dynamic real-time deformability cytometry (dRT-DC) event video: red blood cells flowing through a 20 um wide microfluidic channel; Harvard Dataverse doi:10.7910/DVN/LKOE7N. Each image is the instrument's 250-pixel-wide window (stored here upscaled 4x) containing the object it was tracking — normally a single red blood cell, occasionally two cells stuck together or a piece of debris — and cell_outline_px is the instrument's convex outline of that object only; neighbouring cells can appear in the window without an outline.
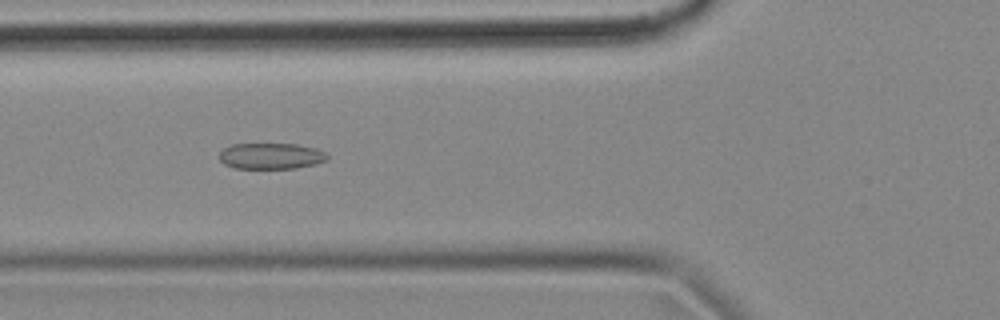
{"species": "common noctule bat (a hibernating species)", "species_latin": "Nyctalus noctula", "temperature_condition": "cold", "stored_images_in_passage": 50, "camera_frame_rate_fps": 3000, "um_per_image_px": 0.085, "animal": {"sex": "female", "body_mass_g": 18.4}, "frame": {"image": 1, "passage_image": 14, "time_ms": 4.333, "image_size_px": [1000, 320], "cell_outline_px": [[328, 160], [316, 164], [296, 168], [236, 168], [224, 164], [220, 160], [220, 152], [224, 148], [232, 144], [296, 144], [316, 148], [324, 152], [328, 156]], "centroid_in_image_um": [23.05, 13.26], "position_along_channel_um": 102.7, "area_um2": 16.36}}
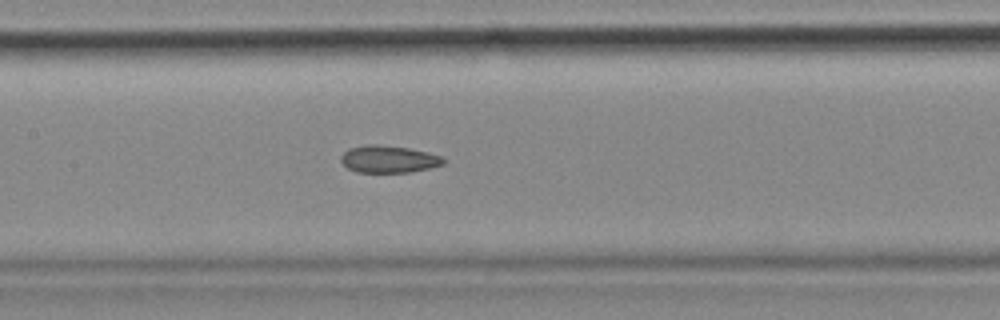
{"frame": {"image": 2, "passage_image": 20, "time_ms": 6.333, "image_size_px": [1000, 320], "cell_outline_px": [[444, 164], [412, 172], [356, 172], [348, 168], [340, 160], [340, 156], [348, 148], [368, 144], [376, 144], [408, 148], [440, 156], [444, 160]], "centroid_in_image_um": [32.98, 13.53], "position_along_channel_um": 174.4, "area_um2": 16.07}}
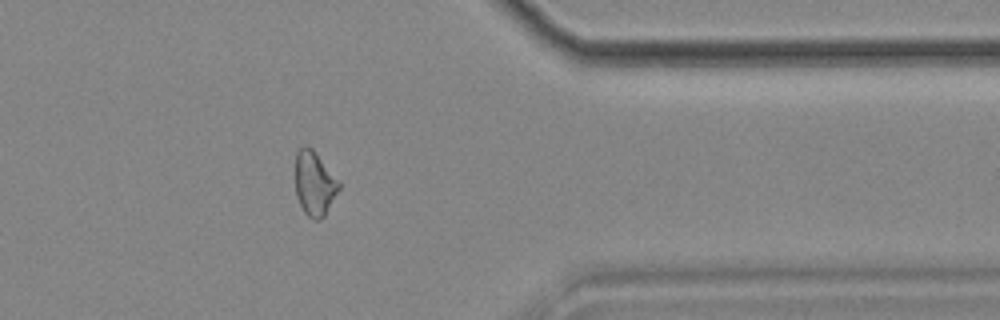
{"frame": {"image": 3, "passage_image": 39, "time_ms": 12.667, "image_size_px": [1000, 320], "cell_outline_px": [[340, 188], [324, 216], [320, 220], [312, 220], [304, 212], [296, 196], [296, 152], [304, 144], [312, 148], [340, 180]], "centroid_in_image_um": [26.74, 15.59], "position_along_channel_um": 384.7, "area_um2": 16.47}, "authors_computed_cell_mechanics": {"area_um2": 16.7331, "velocity_mm_per_s": 3.5681, "shape_relaxation_time_tau1_ms": null, "shape_relaxation_time_tau2_ms": 2.5981, "deformation_change_tau1": null, "deformation_change_tau2": 0.0887}}